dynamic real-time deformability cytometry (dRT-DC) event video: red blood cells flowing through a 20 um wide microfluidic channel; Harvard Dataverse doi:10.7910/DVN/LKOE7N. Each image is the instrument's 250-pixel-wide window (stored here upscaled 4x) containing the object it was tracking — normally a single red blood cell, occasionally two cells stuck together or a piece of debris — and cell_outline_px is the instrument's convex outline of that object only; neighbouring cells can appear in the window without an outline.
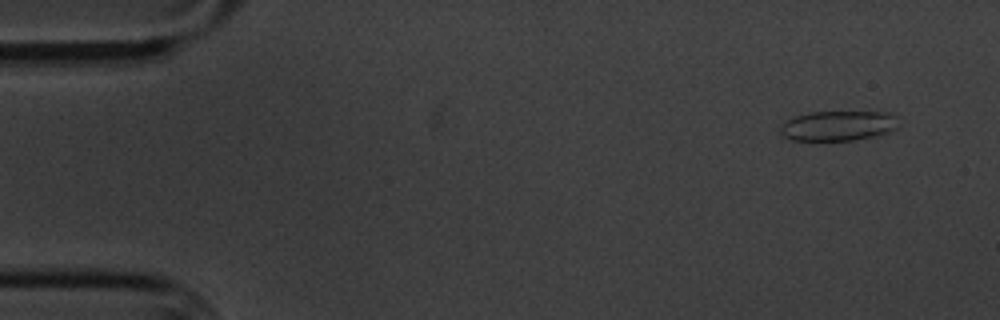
{"species": "common noctule bat (a hibernating species)", "species_latin": "Nyctalus noctula", "temperature_condition": "cold", "stored_images_in_passage": 8, "camera_frame_rate_fps": 3000, "um_per_image_px": 0.085, "animal": {"sex": "male", "body_mass_g": 20.1, "forearm_length_mm": 53.5}, "frame": {"image": 1, "passage_image": 1, "time_ms": 0.0, "image_size_px": [1000, 320], "cell_outline_px": [[900, 124], [896, 128], [888, 132], [876, 136], [852, 140], [792, 140], [784, 136], [780, 132], [780, 128], [788, 120], [796, 116], [812, 112], [892, 112], [896, 116]], "centroid_in_image_um": [71.31, 10.68], "position_along_channel_um": 13.7, "area_um2": 20.58}}
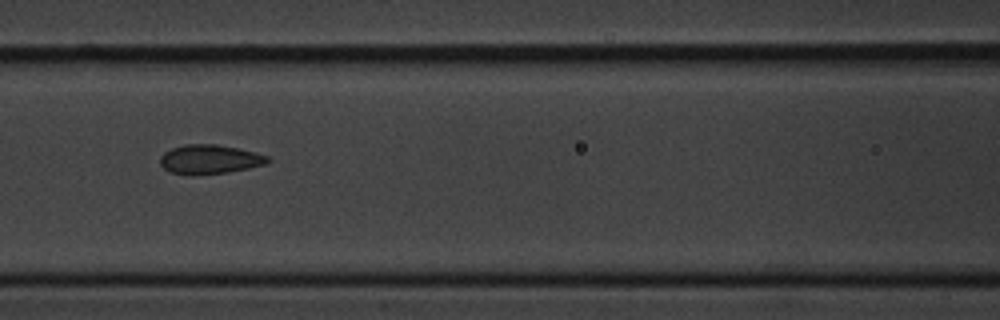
{"frame": {"image": 2, "passage_image": 7, "time_ms": 7.0, "image_size_px": [1000, 320], "cell_outline_px": [[272, 160], [264, 164], [248, 168], [228, 172], [192, 176], [168, 172], [160, 164], [160, 156], [164, 152], [172, 148], [184, 144], [216, 144], [256, 152], [268, 156]], "centroid_in_image_um": [17.79, 13.55], "position_along_channel_um": 148.8, "area_um2": 18.5}}
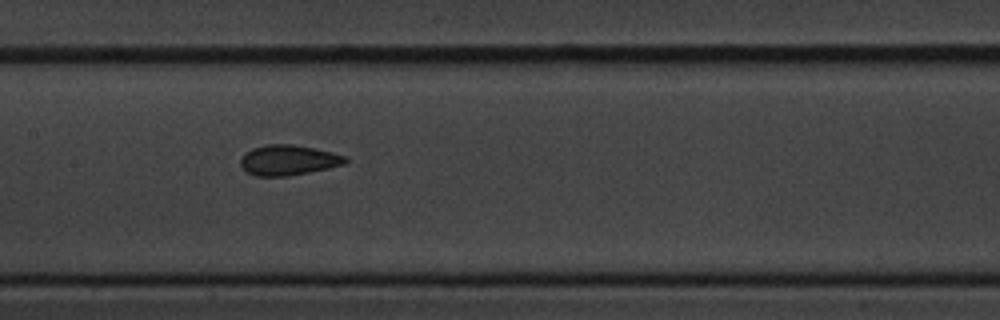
{"frame": {"image": 3, "passage_image": 8, "time_ms": 8.0, "image_size_px": [1000, 320], "cell_outline_px": [[348, 160], [344, 164], [328, 168], [288, 176], [256, 176], [244, 172], [240, 164], [240, 160], [252, 148], [268, 144], [292, 144], [332, 152], [348, 156]], "centroid_in_image_um": [24.5, 13.62], "position_along_channel_um": 182.9, "area_um2": 18.44}}